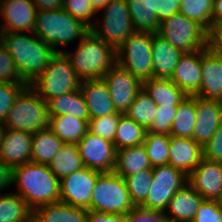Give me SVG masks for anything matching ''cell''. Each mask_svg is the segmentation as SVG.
I'll return each instance as SVG.
<instances>
[{
    "label": "cell",
    "instance_id": "obj_1",
    "mask_svg": "<svg viewBox=\"0 0 222 222\" xmlns=\"http://www.w3.org/2000/svg\"><path fill=\"white\" fill-rule=\"evenodd\" d=\"M0 41L28 85L45 70L50 59L57 53L33 32H1Z\"/></svg>",
    "mask_w": 222,
    "mask_h": 222
},
{
    "label": "cell",
    "instance_id": "obj_2",
    "mask_svg": "<svg viewBox=\"0 0 222 222\" xmlns=\"http://www.w3.org/2000/svg\"><path fill=\"white\" fill-rule=\"evenodd\" d=\"M12 186L33 211L60 201V180L46 164L28 162L14 167Z\"/></svg>",
    "mask_w": 222,
    "mask_h": 222
},
{
    "label": "cell",
    "instance_id": "obj_3",
    "mask_svg": "<svg viewBox=\"0 0 222 222\" xmlns=\"http://www.w3.org/2000/svg\"><path fill=\"white\" fill-rule=\"evenodd\" d=\"M77 42L74 51L66 49L63 53L82 81L102 79L117 63L116 50L91 30Z\"/></svg>",
    "mask_w": 222,
    "mask_h": 222
},
{
    "label": "cell",
    "instance_id": "obj_4",
    "mask_svg": "<svg viewBox=\"0 0 222 222\" xmlns=\"http://www.w3.org/2000/svg\"><path fill=\"white\" fill-rule=\"evenodd\" d=\"M90 29L63 8L37 11L33 33L56 52L81 40ZM60 47V48H59Z\"/></svg>",
    "mask_w": 222,
    "mask_h": 222
},
{
    "label": "cell",
    "instance_id": "obj_5",
    "mask_svg": "<svg viewBox=\"0 0 222 222\" xmlns=\"http://www.w3.org/2000/svg\"><path fill=\"white\" fill-rule=\"evenodd\" d=\"M50 115L47 102L27 85L9 110L2 128L33 134L49 127Z\"/></svg>",
    "mask_w": 222,
    "mask_h": 222
},
{
    "label": "cell",
    "instance_id": "obj_6",
    "mask_svg": "<svg viewBox=\"0 0 222 222\" xmlns=\"http://www.w3.org/2000/svg\"><path fill=\"white\" fill-rule=\"evenodd\" d=\"M81 82L69 59L63 52H57L45 70L29 86L48 102L54 97L79 89Z\"/></svg>",
    "mask_w": 222,
    "mask_h": 222
},
{
    "label": "cell",
    "instance_id": "obj_7",
    "mask_svg": "<svg viewBox=\"0 0 222 222\" xmlns=\"http://www.w3.org/2000/svg\"><path fill=\"white\" fill-rule=\"evenodd\" d=\"M134 207L122 176L115 172L98 176L87 210L127 215Z\"/></svg>",
    "mask_w": 222,
    "mask_h": 222
},
{
    "label": "cell",
    "instance_id": "obj_8",
    "mask_svg": "<svg viewBox=\"0 0 222 222\" xmlns=\"http://www.w3.org/2000/svg\"><path fill=\"white\" fill-rule=\"evenodd\" d=\"M157 34L183 53L208 47V31L180 12L162 20Z\"/></svg>",
    "mask_w": 222,
    "mask_h": 222
},
{
    "label": "cell",
    "instance_id": "obj_9",
    "mask_svg": "<svg viewBox=\"0 0 222 222\" xmlns=\"http://www.w3.org/2000/svg\"><path fill=\"white\" fill-rule=\"evenodd\" d=\"M152 33L133 32L116 50L117 64L142 82L152 75Z\"/></svg>",
    "mask_w": 222,
    "mask_h": 222
},
{
    "label": "cell",
    "instance_id": "obj_10",
    "mask_svg": "<svg viewBox=\"0 0 222 222\" xmlns=\"http://www.w3.org/2000/svg\"><path fill=\"white\" fill-rule=\"evenodd\" d=\"M90 30L115 50L134 32L126 0H112ZM97 22V23H96Z\"/></svg>",
    "mask_w": 222,
    "mask_h": 222
},
{
    "label": "cell",
    "instance_id": "obj_11",
    "mask_svg": "<svg viewBox=\"0 0 222 222\" xmlns=\"http://www.w3.org/2000/svg\"><path fill=\"white\" fill-rule=\"evenodd\" d=\"M153 181L142 207L164 212L175 193L188 183V175L172 165L152 168Z\"/></svg>",
    "mask_w": 222,
    "mask_h": 222
},
{
    "label": "cell",
    "instance_id": "obj_12",
    "mask_svg": "<svg viewBox=\"0 0 222 222\" xmlns=\"http://www.w3.org/2000/svg\"><path fill=\"white\" fill-rule=\"evenodd\" d=\"M102 172L83 167L60 180V202L88 209L98 176Z\"/></svg>",
    "mask_w": 222,
    "mask_h": 222
},
{
    "label": "cell",
    "instance_id": "obj_13",
    "mask_svg": "<svg viewBox=\"0 0 222 222\" xmlns=\"http://www.w3.org/2000/svg\"><path fill=\"white\" fill-rule=\"evenodd\" d=\"M77 146L84 166L100 172H114L117 149L113 142L88 131Z\"/></svg>",
    "mask_w": 222,
    "mask_h": 222
},
{
    "label": "cell",
    "instance_id": "obj_14",
    "mask_svg": "<svg viewBox=\"0 0 222 222\" xmlns=\"http://www.w3.org/2000/svg\"><path fill=\"white\" fill-rule=\"evenodd\" d=\"M102 79L108 86L117 112L125 114L136 95L143 88V82L117 63Z\"/></svg>",
    "mask_w": 222,
    "mask_h": 222
},
{
    "label": "cell",
    "instance_id": "obj_15",
    "mask_svg": "<svg viewBox=\"0 0 222 222\" xmlns=\"http://www.w3.org/2000/svg\"><path fill=\"white\" fill-rule=\"evenodd\" d=\"M37 11L31 0H0L2 32H33Z\"/></svg>",
    "mask_w": 222,
    "mask_h": 222
},
{
    "label": "cell",
    "instance_id": "obj_16",
    "mask_svg": "<svg viewBox=\"0 0 222 222\" xmlns=\"http://www.w3.org/2000/svg\"><path fill=\"white\" fill-rule=\"evenodd\" d=\"M188 184L205 200L220 201L222 198V162L204 157L188 175Z\"/></svg>",
    "mask_w": 222,
    "mask_h": 222
},
{
    "label": "cell",
    "instance_id": "obj_17",
    "mask_svg": "<svg viewBox=\"0 0 222 222\" xmlns=\"http://www.w3.org/2000/svg\"><path fill=\"white\" fill-rule=\"evenodd\" d=\"M201 74L200 89L195 96L222 101V56L209 47L201 49Z\"/></svg>",
    "mask_w": 222,
    "mask_h": 222
},
{
    "label": "cell",
    "instance_id": "obj_18",
    "mask_svg": "<svg viewBox=\"0 0 222 222\" xmlns=\"http://www.w3.org/2000/svg\"><path fill=\"white\" fill-rule=\"evenodd\" d=\"M222 122V101L196 96V122L192 139L202 147L213 137Z\"/></svg>",
    "mask_w": 222,
    "mask_h": 222
},
{
    "label": "cell",
    "instance_id": "obj_19",
    "mask_svg": "<svg viewBox=\"0 0 222 222\" xmlns=\"http://www.w3.org/2000/svg\"><path fill=\"white\" fill-rule=\"evenodd\" d=\"M32 134L2 128L0 158L12 168L31 162Z\"/></svg>",
    "mask_w": 222,
    "mask_h": 222
},
{
    "label": "cell",
    "instance_id": "obj_20",
    "mask_svg": "<svg viewBox=\"0 0 222 222\" xmlns=\"http://www.w3.org/2000/svg\"><path fill=\"white\" fill-rule=\"evenodd\" d=\"M170 79L187 96H195L202 81L201 50L183 53Z\"/></svg>",
    "mask_w": 222,
    "mask_h": 222
},
{
    "label": "cell",
    "instance_id": "obj_21",
    "mask_svg": "<svg viewBox=\"0 0 222 222\" xmlns=\"http://www.w3.org/2000/svg\"><path fill=\"white\" fill-rule=\"evenodd\" d=\"M203 158L202 146L191 138L170 136L169 165L189 175Z\"/></svg>",
    "mask_w": 222,
    "mask_h": 222
},
{
    "label": "cell",
    "instance_id": "obj_22",
    "mask_svg": "<svg viewBox=\"0 0 222 222\" xmlns=\"http://www.w3.org/2000/svg\"><path fill=\"white\" fill-rule=\"evenodd\" d=\"M80 90L91 118L116 113L107 84L103 79L83 80Z\"/></svg>",
    "mask_w": 222,
    "mask_h": 222
},
{
    "label": "cell",
    "instance_id": "obj_23",
    "mask_svg": "<svg viewBox=\"0 0 222 222\" xmlns=\"http://www.w3.org/2000/svg\"><path fill=\"white\" fill-rule=\"evenodd\" d=\"M151 48L153 78L170 79L183 52L157 33L152 34Z\"/></svg>",
    "mask_w": 222,
    "mask_h": 222
},
{
    "label": "cell",
    "instance_id": "obj_24",
    "mask_svg": "<svg viewBox=\"0 0 222 222\" xmlns=\"http://www.w3.org/2000/svg\"><path fill=\"white\" fill-rule=\"evenodd\" d=\"M204 200L195 189L186 183L171 198L164 214L176 222H192Z\"/></svg>",
    "mask_w": 222,
    "mask_h": 222
},
{
    "label": "cell",
    "instance_id": "obj_25",
    "mask_svg": "<svg viewBox=\"0 0 222 222\" xmlns=\"http://www.w3.org/2000/svg\"><path fill=\"white\" fill-rule=\"evenodd\" d=\"M47 104L50 116L70 115L89 122L90 116L80 88L54 97Z\"/></svg>",
    "mask_w": 222,
    "mask_h": 222
},
{
    "label": "cell",
    "instance_id": "obj_26",
    "mask_svg": "<svg viewBox=\"0 0 222 222\" xmlns=\"http://www.w3.org/2000/svg\"><path fill=\"white\" fill-rule=\"evenodd\" d=\"M143 87L161 107L178 106L187 97L171 79L150 78L143 82Z\"/></svg>",
    "mask_w": 222,
    "mask_h": 222
},
{
    "label": "cell",
    "instance_id": "obj_27",
    "mask_svg": "<svg viewBox=\"0 0 222 222\" xmlns=\"http://www.w3.org/2000/svg\"><path fill=\"white\" fill-rule=\"evenodd\" d=\"M152 169L144 144L117 150L114 172L123 178Z\"/></svg>",
    "mask_w": 222,
    "mask_h": 222
},
{
    "label": "cell",
    "instance_id": "obj_28",
    "mask_svg": "<svg viewBox=\"0 0 222 222\" xmlns=\"http://www.w3.org/2000/svg\"><path fill=\"white\" fill-rule=\"evenodd\" d=\"M49 128L64 143L77 144L88 132V121L70 115L50 116Z\"/></svg>",
    "mask_w": 222,
    "mask_h": 222
},
{
    "label": "cell",
    "instance_id": "obj_29",
    "mask_svg": "<svg viewBox=\"0 0 222 222\" xmlns=\"http://www.w3.org/2000/svg\"><path fill=\"white\" fill-rule=\"evenodd\" d=\"M34 213L44 222H87L88 210L55 202L38 207Z\"/></svg>",
    "mask_w": 222,
    "mask_h": 222
},
{
    "label": "cell",
    "instance_id": "obj_30",
    "mask_svg": "<svg viewBox=\"0 0 222 222\" xmlns=\"http://www.w3.org/2000/svg\"><path fill=\"white\" fill-rule=\"evenodd\" d=\"M63 144L49 127L33 133L31 162L48 165Z\"/></svg>",
    "mask_w": 222,
    "mask_h": 222
},
{
    "label": "cell",
    "instance_id": "obj_31",
    "mask_svg": "<svg viewBox=\"0 0 222 222\" xmlns=\"http://www.w3.org/2000/svg\"><path fill=\"white\" fill-rule=\"evenodd\" d=\"M52 173L61 180L62 178L82 169L84 166L80 157L77 144L64 143L53 159L48 164Z\"/></svg>",
    "mask_w": 222,
    "mask_h": 222
},
{
    "label": "cell",
    "instance_id": "obj_32",
    "mask_svg": "<svg viewBox=\"0 0 222 222\" xmlns=\"http://www.w3.org/2000/svg\"><path fill=\"white\" fill-rule=\"evenodd\" d=\"M126 2L135 32L152 34L158 32L160 21L150 9L149 0H126Z\"/></svg>",
    "mask_w": 222,
    "mask_h": 222
},
{
    "label": "cell",
    "instance_id": "obj_33",
    "mask_svg": "<svg viewBox=\"0 0 222 222\" xmlns=\"http://www.w3.org/2000/svg\"><path fill=\"white\" fill-rule=\"evenodd\" d=\"M196 122V96H187L177 107L170 136L191 138Z\"/></svg>",
    "mask_w": 222,
    "mask_h": 222
},
{
    "label": "cell",
    "instance_id": "obj_34",
    "mask_svg": "<svg viewBox=\"0 0 222 222\" xmlns=\"http://www.w3.org/2000/svg\"><path fill=\"white\" fill-rule=\"evenodd\" d=\"M33 212L15 191L0 195V222H26Z\"/></svg>",
    "mask_w": 222,
    "mask_h": 222
},
{
    "label": "cell",
    "instance_id": "obj_35",
    "mask_svg": "<svg viewBox=\"0 0 222 222\" xmlns=\"http://www.w3.org/2000/svg\"><path fill=\"white\" fill-rule=\"evenodd\" d=\"M147 131L133 119L125 114L120 116L117 130L114 136V144L117 150L142 145Z\"/></svg>",
    "mask_w": 222,
    "mask_h": 222
},
{
    "label": "cell",
    "instance_id": "obj_36",
    "mask_svg": "<svg viewBox=\"0 0 222 222\" xmlns=\"http://www.w3.org/2000/svg\"><path fill=\"white\" fill-rule=\"evenodd\" d=\"M156 114L157 105L144 87L139 91L133 103L125 112L127 117L133 119L146 131L150 128Z\"/></svg>",
    "mask_w": 222,
    "mask_h": 222
},
{
    "label": "cell",
    "instance_id": "obj_37",
    "mask_svg": "<svg viewBox=\"0 0 222 222\" xmlns=\"http://www.w3.org/2000/svg\"><path fill=\"white\" fill-rule=\"evenodd\" d=\"M212 8L213 0H181L179 12L209 31L212 27Z\"/></svg>",
    "mask_w": 222,
    "mask_h": 222
},
{
    "label": "cell",
    "instance_id": "obj_38",
    "mask_svg": "<svg viewBox=\"0 0 222 222\" xmlns=\"http://www.w3.org/2000/svg\"><path fill=\"white\" fill-rule=\"evenodd\" d=\"M170 135L146 133L144 146L153 167L169 164Z\"/></svg>",
    "mask_w": 222,
    "mask_h": 222
},
{
    "label": "cell",
    "instance_id": "obj_39",
    "mask_svg": "<svg viewBox=\"0 0 222 222\" xmlns=\"http://www.w3.org/2000/svg\"><path fill=\"white\" fill-rule=\"evenodd\" d=\"M130 198L135 206H141L146 200L153 181L152 169H145L124 177Z\"/></svg>",
    "mask_w": 222,
    "mask_h": 222
},
{
    "label": "cell",
    "instance_id": "obj_40",
    "mask_svg": "<svg viewBox=\"0 0 222 222\" xmlns=\"http://www.w3.org/2000/svg\"><path fill=\"white\" fill-rule=\"evenodd\" d=\"M121 115L122 113L116 112L102 117L91 118L88 122V131L114 142V136Z\"/></svg>",
    "mask_w": 222,
    "mask_h": 222
},
{
    "label": "cell",
    "instance_id": "obj_41",
    "mask_svg": "<svg viewBox=\"0 0 222 222\" xmlns=\"http://www.w3.org/2000/svg\"><path fill=\"white\" fill-rule=\"evenodd\" d=\"M62 8L89 29L94 25L95 17L98 15L90 0H63Z\"/></svg>",
    "mask_w": 222,
    "mask_h": 222
},
{
    "label": "cell",
    "instance_id": "obj_42",
    "mask_svg": "<svg viewBox=\"0 0 222 222\" xmlns=\"http://www.w3.org/2000/svg\"><path fill=\"white\" fill-rule=\"evenodd\" d=\"M27 85L26 82H0V125L4 123L15 99Z\"/></svg>",
    "mask_w": 222,
    "mask_h": 222
},
{
    "label": "cell",
    "instance_id": "obj_43",
    "mask_svg": "<svg viewBox=\"0 0 222 222\" xmlns=\"http://www.w3.org/2000/svg\"><path fill=\"white\" fill-rule=\"evenodd\" d=\"M178 106H157V114L147 133L170 135Z\"/></svg>",
    "mask_w": 222,
    "mask_h": 222
},
{
    "label": "cell",
    "instance_id": "obj_44",
    "mask_svg": "<svg viewBox=\"0 0 222 222\" xmlns=\"http://www.w3.org/2000/svg\"><path fill=\"white\" fill-rule=\"evenodd\" d=\"M0 82H25L6 47L0 41Z\"/></svg>",
    "mask_w": 222,
    "mask_h": 222
},
{
    "label": "cell",
    "instance_id": "obj_45",
    "mask_svg": "<svg viewBox=\"0 0 222 222\" xmlns=\"http://www.w3.org/2000/svg\"><path fill=\"white\" fill-rule=\"evenodd\" d=\"M192 222H222V205L219 201L204 200Z\"/></svg>",
    "mask_w": 222,
    "mask_h": 222
},
{
    "label": "cell",
    "instance_id": "obj_46",
    "mask_svg": "<svg viewBox=\"0 0 222 222\" xmlns=\"http://www.w3.org/2000/svg\"><path fill=\"white\" fill-rule=\"evenodd\" d=\"M203 157L210 161L222 162V122L213 137L202 147Z\"/></svg>",
    "mask_w": 222,
    "mask_h": 222
},
{
    "label": "cell",
    "instance_id": "obj_47",
    "mask_svg": "<svg viewBox=\"0 0 222 222\" xmlns=\"http://www.w3.org/2000/svg\"><path fill=\"white\" fill-rule=\"evenodd\" d=\"M149 4L161 22L179 12L181 0H149Z\"/></svg>",
    "mask_w": 222,
    "mask_h": 222
},
{
    "label": "cell",
    "instance_id": "obj_48",
    "mask_svg": "<svg viewBox=\"0 0 222 222\" xmlns=\"http://www.w3.org/2000/svg\"><path fill=\"white\" fill-rule=\"evenodd\" d=\"M165 217L164 212L142 206H135L127 214V222H161Z\"/></svg>",
    "mask_w": 222,
    "mask_h": 222
},
{
    "label": "cell",
    "instance_id": "obj_49",
    "mask_svg": "<svg viewBox=\"0 0 222 222\" xmlns=\"http://www.w3.org/2000/svg\"><path fill=\"white\" fill-rule=\"evenodd\" d=\"M208 47L222 56V22L215 23L208 31Z\"/></svg>",
    "mask_w": 222,
    "mask_h": 222
},
{
    "label": "cell",
    "instance_id": "obj_50",
    "mask_svg": "<svg viewBox=\"0 0 222 222\" xmlns=\"http://www.w3.org/2000/svg\"><path fill=\"white\" fill-rule=\"evenodd\" d=\"M87 222H127V215L88 210Z\"/></svg>",
    "mask_w": 222,
    "mask_h": 222
},
{
    "label": "cell",
    "instance_id": "obj_51",
    "mask_svg": "<svg viewBox=\"0 0 222 222\" xmlns=\"http://www.w3.org/2000/svg\"><path fill=\"white\" fill-rule=\"evenodd\" d=\"M13 168L0 158V195L12 187Z\"/></svg>",
    "mask_w": 222,
    "mask_h": 222
},
{
    "label": "cell",
    "instance_id": "obj_52",
    "mask_svg": "<svg viewBox=\"0 0 222 222\" xmlns=\"http://www.w3.org/2000/svg\"><path fill=\"white\" fill-rule=\"evenodd\" d=\"M38 11L59 9L63 7V0H31Z\"/></svg>",
    "mask_w": 222,
    "mask_h": 222
},
{
    "label": "cell",
    "instance_id": "obj_53",
    "mask_svg": "<svg viewBox=\"0 0 222 222\" xmlns=\"http://www.w3.org/2000/svg\"><path fill=\"white\" fill-rule=\"evenodd\" d=\"M218 22H222V0H213L212 26Z\"/></svg>",
    "mask_w": 222,
    "mask_h": 222
},
{
    "label": "cell",
    "instance_id": "obj_54",
    "mask_svg": "<svg viewBox=\"0 0 222 222\" xmlns=\"http://www.w3.org/2000/svg\"><path fill=\"white\" fill-rule=\"evenodd\" d=\"M97 13L106 7L112 0H90Z\"/></svg>",
    "mask_w": 222,
    "mask_h": 222
},
{
    "label": "cell",
    "instance_id": "obj_55",
    "mask_svg": "<svg viewBox=\"0 0 222 222\" xmlns=\"http://www.w3.org/2000/svg\"><path fill=\"white\" fill-rule=\"evenodd\" d=\"M26 222H44L41 220L34 212L31 214V216L26 220Z\"/></svg>",
    "mask_w": 222,
    "mask_h": 222
},
{
    "label": "cell",
    "instance_id": "obj_56",
    "mask_svg": "<svg viewBox=\"0 0 222 222\" xmlns=\"http://www.w3.org/2000/svg\"><path fill=\"white\" fill-rule=\"evenodd\" d=\"M161 222H176V221H174V220H172L171 218H168V217L165 216V217L162 219Z\"/></svg>",
    "mask_w": 222,
    "mask_h": 222
},
{
    "label": "cell",
    "instance_id": "obj_57",
    "mask_svg": "<svg viewBox=\"0 0 222 222\" xmlns=\"http://www.w3.org/2000/svg\"><path fill=\"white\" fill-rule=\"evenodd\" d=\"M1 135H2V126L0 125V140H1Z\"/></svg>",
    "mask_w": 222,
    "mask_h": 222
},
{
    "label": "cell",
    "instance_id": "obj_58",
    "mask_svg": "<svg viewBox=\"0 0 222 222\" xmlns=\"http://www.w3.org/2000/svg\"><path fill=\"white\" fill-rule=\"evenodd\" d=\"M1 16H0V34H1V32H2V28H1Z\"/></svg>",
    "mask_w": 222,
    "mask_h": 222
}]
</instances>
